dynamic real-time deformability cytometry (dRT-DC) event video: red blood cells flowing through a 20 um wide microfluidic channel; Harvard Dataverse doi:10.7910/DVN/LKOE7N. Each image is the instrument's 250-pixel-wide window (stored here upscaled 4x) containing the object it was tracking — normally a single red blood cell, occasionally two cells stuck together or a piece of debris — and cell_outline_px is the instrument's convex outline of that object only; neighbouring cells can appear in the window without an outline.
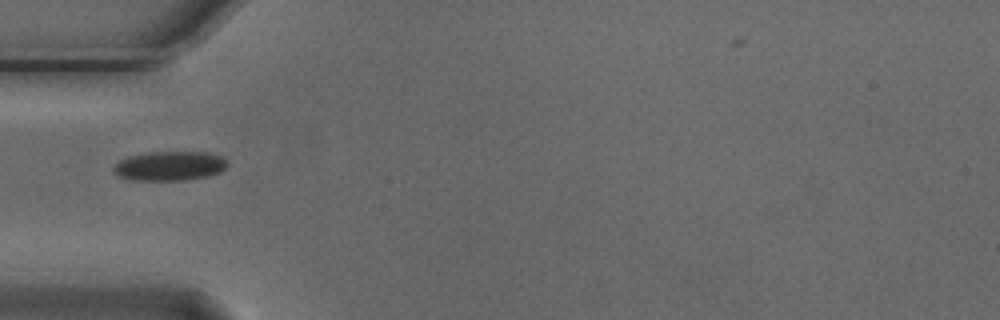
{"species": "Egyptian fruit bat (a non-hibernating species)", "species_latin": "Rousettus aegyptiacus", "temperature_condition": "cold", "stored_images_in_passage": 8, "segment_of_instrument_passage": [2, 2], "camera_frame_rate_fps": 3000, "um_per_image_px": 0.085, "animal": {"sex": "male"}, "frame": {"image": 1, "passage_image": 5, "time_ms": 1.333, "image_size_px": [1000, 320], "cell_outline_px": [[228, 164], [220, 172], [208, 176], [184, 180], [136, 180], [116, 176], [112, 172], [112, 168], [120, 160], [128, 156], [148, 152], [208, 152], [224, 156]], "centroid_in_image_um": [14.41, 14.1], "position_along_channel_um": 70.6, "area_um2": 19.65}}
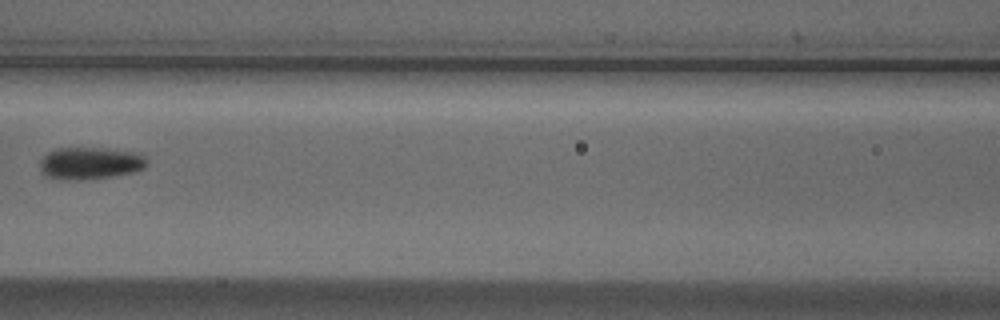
{"frame": {"image": 2, "passage_image": 7, "time_ms": 2.0, "image_size_px": [1000, 320], "cell_outline_px": [[148, 164], [144, 168], [132, 172], [112, 176], [84, 180], [60, 180], [44, 176], [40, 172], [40, 160], [48, 152], [56, 148], [104, 148], [140, 152], [148, 160]], "centroid_in_image_um": [7.65, 13.87], "position_along_channel_um": 158.9, "area_um2": 20.46}}
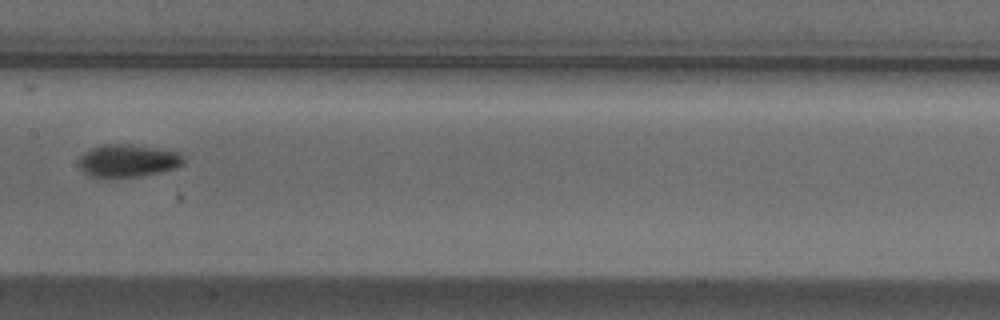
{"frame": {"image": 3, "passage_image": 8, "time_ms": 2.333, "image_size_px": [1000, 320], "cell_outline_px": [[184, 164], [160, 172], [140, 176], [88, 176], [80, 168], [80, 156], [84, 152], [100, 144], [132, 144], [180, 152], [184, 156]], "centroid_in_image_um": [10.88, 13.63], "position_along_channel_um": 196.5, "area_um2": 19.71}}